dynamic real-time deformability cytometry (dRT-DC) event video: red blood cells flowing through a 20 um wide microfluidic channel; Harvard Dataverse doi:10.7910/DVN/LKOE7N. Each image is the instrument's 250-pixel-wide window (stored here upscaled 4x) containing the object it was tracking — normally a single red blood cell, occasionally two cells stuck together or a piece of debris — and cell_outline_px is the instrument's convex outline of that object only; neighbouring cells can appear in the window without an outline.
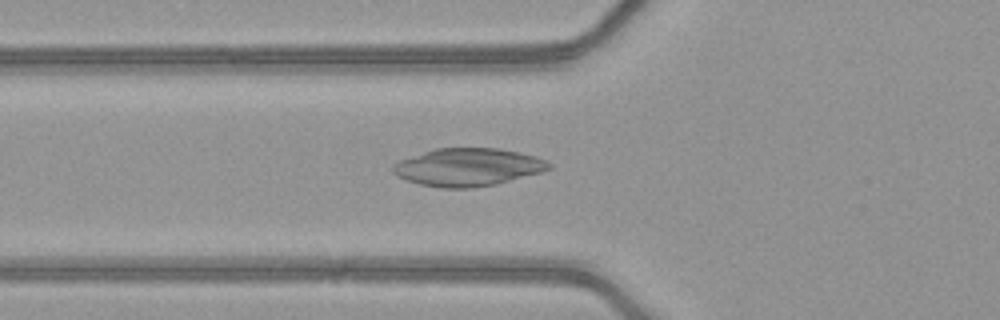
{"species": "common noctule bat (a hibernating species)", "species_latin": "Nyctalus noctula", "temperature_condition": "warm", "stored_images_in_passage": 50, "camera_frame_rate_fps": 3000, "um_per_image_px": 0.085, "animal": {"sex": "female", "body_mass_g": 21.9}, "frame": {"image": 1, "passage_image": 19, "time_ms": 6.0, "image_size_px": [1000, 320], "cell_outline_px": [[552, 168], [544, 172], [496, 184], [468, 188], [444, 188], [420, 184], [396, 176], [392, 172], [392, 164], [400, 160], [436, 148], [500, 148], [520, 152], [536, 156], [548, 160], [552, 164]], "centroid_in_image_um": [39.83, 14.2], "position_along_channel_um": 86.0, "area_um2": 34.56}}
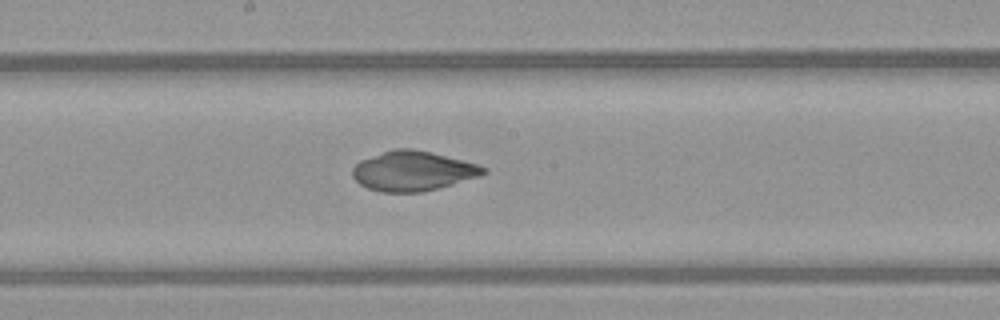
{"frame": {"image": 2, "passage_image": 28, "time_ms": 9.0, "image_size_px": [1000, 320], "cell_outline_px": [[488, 172], [480, 176], [424, 192], [380, 192], [368, 188], [360, 184], [352, 176], [352, 168], [360, 160], [392, 148], [412, 148], [432, 152], [476, 164], [488, 168]], "centroid_in_image_um": [35.08, 14.53], "position_along_channel_um": 213.1, "area_um2": 30.4}}
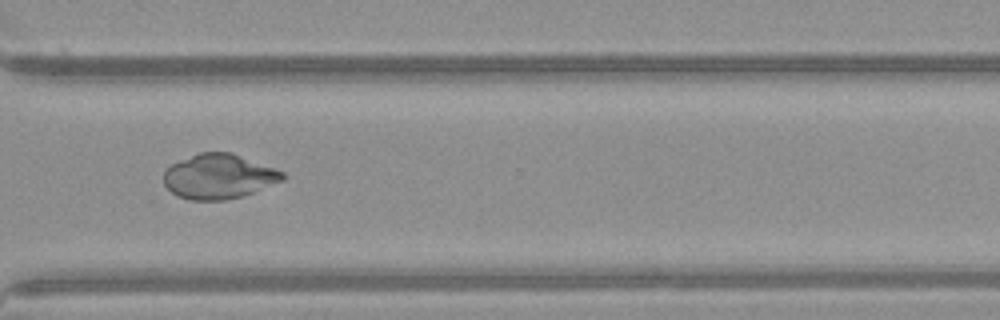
{"frame": {"image": 3, "passage_image": 38, "time_ms": 12.333, "image_size_px": [1000, 320], "cell_outline_px": [[284, 180], [252, 192], [240, 196], [224, 200], [188, 200], [176, 196], [164, 184], [164, 172], [172, 164], [180, 160], [200, 152], [232, 152], [284, 172]], "centroid_in_image_um": [18.58, 15.0], "position_along_channel_um": 352.0, "area_um2": 30.75}}